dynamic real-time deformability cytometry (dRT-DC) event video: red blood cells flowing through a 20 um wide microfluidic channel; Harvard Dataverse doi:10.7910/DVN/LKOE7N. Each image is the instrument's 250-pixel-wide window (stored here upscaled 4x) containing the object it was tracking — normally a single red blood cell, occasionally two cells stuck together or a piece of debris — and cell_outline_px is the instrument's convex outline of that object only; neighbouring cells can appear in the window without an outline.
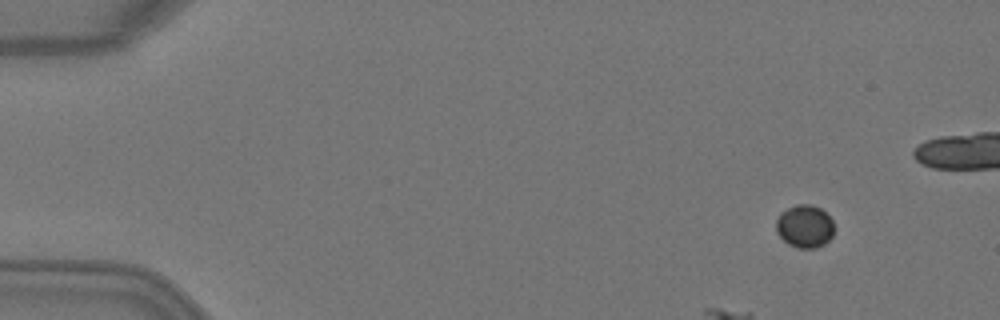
{"species": "Egyptian fruit bat (a non-hibernating species)", "species_latin": "Rousettus aegyptiacus", "temperature_condition": "warm", "stored_images_in_passage": 8, "camera_frame_rate_fps": 3000, "um_per_image_px": 0.085, "animal": {"sex": "female"}, "frame": {"image": 1, "passage_image": 1, "time_ms": 0.0, "image_size_px": [1000, 320], "cell_outline_px": [[832, 236], [824, 244], [816, 248], [800, 248], [788, 244], [776, 232], [776, 220], [780, 212], [796, 204], [812, 204], [820, 208], [832, 220]], "centroid_in_image_um": [68.37, 19.23], "position_along_channel_um": 16.6, "area_um2": 14.39}}
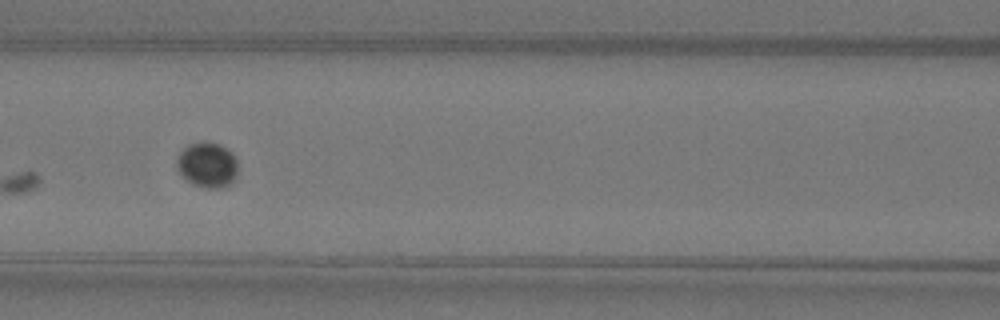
{"frame": {"image": 2, "passage_image": 6, "time_ms": 1.667, "image_size_px": [1000, 320], "cell_outline_px": [[236, 176], [232, 184], [224, 188], [204, 188], [192, 184], [176, 168], [176, 160], [180, 152], [188, 144], [204, 140], [220, 144], [228, 148], [232, 152], [236, 160]], "centroid_in_image_um": [17.63, 14.0], "position_along_channel_um": 149.0, "area_um2": 16.42}}